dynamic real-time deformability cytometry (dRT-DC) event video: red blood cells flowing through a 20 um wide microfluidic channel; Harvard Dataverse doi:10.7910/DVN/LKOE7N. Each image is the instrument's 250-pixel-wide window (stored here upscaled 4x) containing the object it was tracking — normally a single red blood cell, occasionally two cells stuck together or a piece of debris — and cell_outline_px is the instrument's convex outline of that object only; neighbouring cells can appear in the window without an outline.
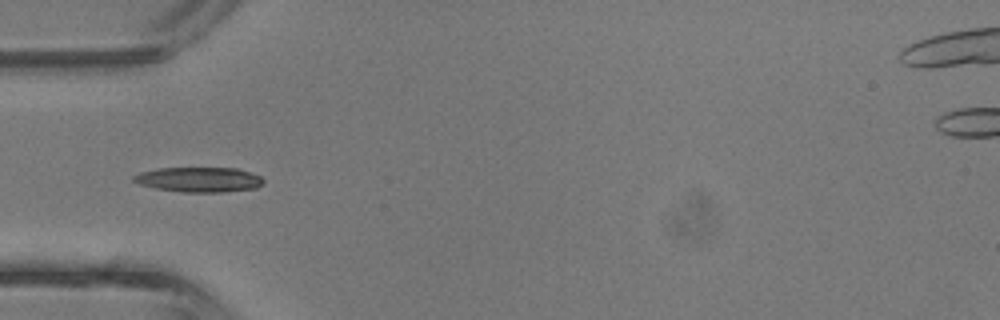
{"species": "common noctule bat (a hibernating species)", "species_latin": "Nyctalus noctula", "temperature_condition": "room temperature", "stored_images_in_passage": 42, "camera_frame_rate_fps": 3000, "um_per_image_px": 0.085, "animal": {"sex": "male", "body_mass_g": 13.3}, "frame": {"image": 1, "passage_image": 13, "time_ms": 4.0, "image_size_px": [1000, 320], "cell_outline_px": [[264, 184], [256, 188], [224, 192], [184, 192], [156, 188], [140, 184], [132, 180], [132, 176], [140, 172], [156, 168], [236, 168], [260, 176], [264, 180]], "centroid_in_image_um": [16.91, 15.26], "position_along_channel_um": 68.1, "area_um2": 18.84}}
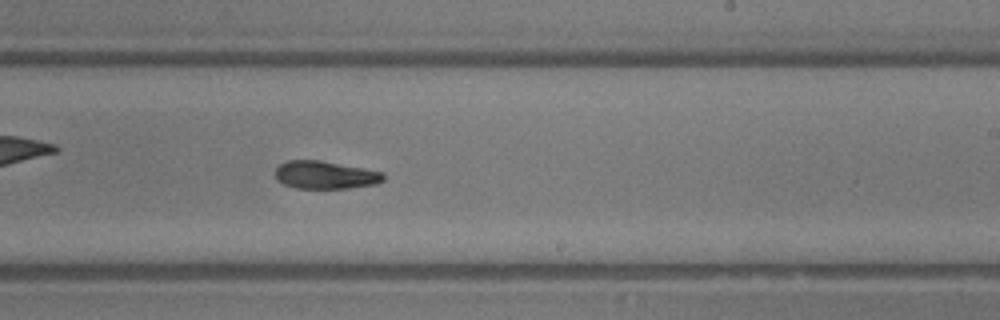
{"frame": {"image": 2, "passage_image": 25, "time_ms": 8.0, "image_size_px": [1000, 320], "cell_outline_px": [[384, 180], [376, 184], [348, 188], [296, 188], [284, 184], [276, 180], [276, 168], [280, 164], [288, 160], [320, 160], [384, 172]], "centroid_in_image_um": [27.64, 14.87], "position_along_channel_um": 261.4, "area_um2": 17.51}}
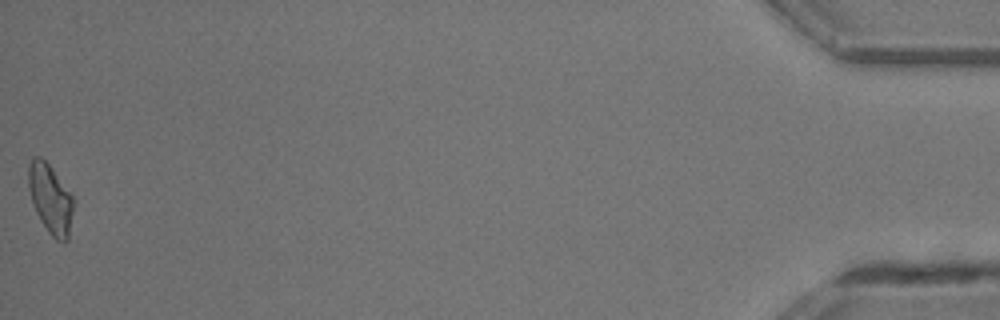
{"frame": {"image": 3, "passage_image": 42, "time_ms": 13.667, "image_size_px": [1000, 320], "cell_outline_px": [[76, 200], [68, 240], [56, 240], [48, 232], [40, 220], [32, 204], [28, 188], [28, 164], [32, 156], [40, 156], [48, 164], [72, 192]], "centroid_in_image_um": [4.31, 16.88], "position_along_channel_um": 430.9, "area_um2": 18.73}, "authors_computed_cell_mechanics": {"area_um2": 17.8024, "velocity_mm_per_s": 4.8335, "shape_relaxation_time_tau1_ms": 3.4822, "shape_relaxation_time_tau2_ms": 1.4752, "deformation_change_tau1": 0.1473, "deformation_change_tau2": 0.0767}}